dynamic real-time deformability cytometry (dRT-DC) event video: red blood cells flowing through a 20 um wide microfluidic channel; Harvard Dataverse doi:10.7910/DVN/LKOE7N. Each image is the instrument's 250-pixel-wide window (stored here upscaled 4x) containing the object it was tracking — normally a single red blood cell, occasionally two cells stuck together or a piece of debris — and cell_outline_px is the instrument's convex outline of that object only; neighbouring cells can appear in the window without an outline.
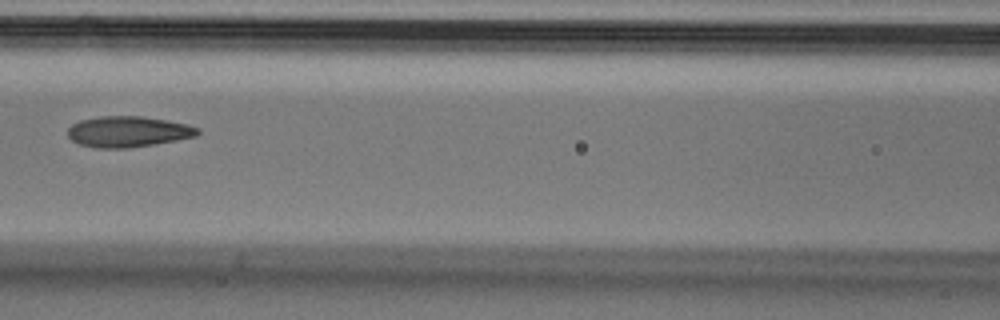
{"species": "Egyptian fruit bat (a non-hibernating species)", "species_latin": "Rousettus aegyptiacus", "temperature_condition": "cold", "stored_images_in_passage": 4, "camera_frame_rate_fps": 3000, "um_per_image_px": 0.085, "animal": {"sex": "male"}, "frame": {"image": 1, "passage_image": 4, "time_ms": 1.0, "image_size_px": [1000, 320], "cell_outline_px": [[200, 132], [196, 136], [176, 140], [128, 148], [96, 148], [80, 144], [72, 140], [68, 136], [68, 128], [72, 124], [80, 120], [100, 116], [140, 116], [188, 124], [200, 128]], "centroid_in_image_um": [10.88, 11.19], "position_along_channel_um": 155.7, "area_um2": 23.24}}